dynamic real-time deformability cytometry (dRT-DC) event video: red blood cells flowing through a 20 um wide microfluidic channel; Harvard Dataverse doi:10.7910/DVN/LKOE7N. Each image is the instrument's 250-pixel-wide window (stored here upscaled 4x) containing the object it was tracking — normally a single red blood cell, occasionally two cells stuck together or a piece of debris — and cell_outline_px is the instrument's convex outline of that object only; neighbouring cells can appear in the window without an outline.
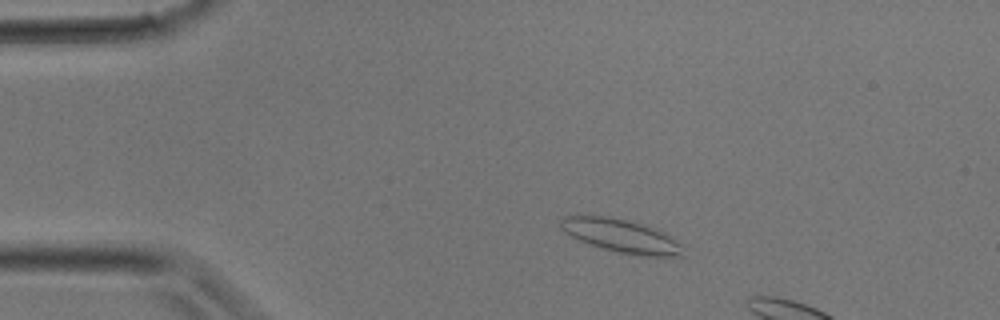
{"species": "common noctule bat (a hibernating species)", "species_latin": "Nyctalus noctula", "temperature_condition": "room temperature", "stored_images_in_passage": 8, "camera_frame_rate_fps": 3000, "um_per_image_px": 0.085, "animal": {"sex": "male", "body_mass_g": 17.9}, "frame": {"image": 1, "passage_image": 5, "time_ms": 1.333, "image_size_px": [1000, 320], "cell_outline_px": [[684, 256], [644, 256], [620, 252], [604, 248], [580, 240], [564, 232], [560, 228], [560, 220], [564, 216], [608, 216], [628, 220], [644, 224], [656, 228], [664, 232], [684, 244]], "centroid_in_image_um": [52.88, 20.04], "position_along_channel_um": 32.1, "area_um2": 23.76}}